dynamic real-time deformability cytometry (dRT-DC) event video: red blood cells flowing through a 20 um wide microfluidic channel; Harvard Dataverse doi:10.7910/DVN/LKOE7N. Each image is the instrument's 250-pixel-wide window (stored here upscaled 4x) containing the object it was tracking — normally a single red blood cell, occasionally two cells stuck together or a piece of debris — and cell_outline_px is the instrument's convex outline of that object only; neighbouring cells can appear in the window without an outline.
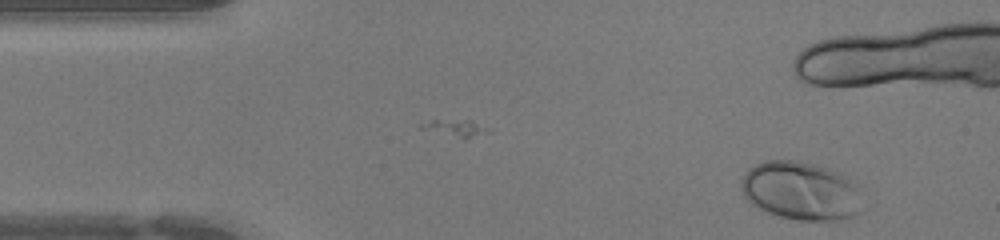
{"species": "human", "species_latin": "Homo sapiens", "temperature_condition": "warm", "stored_images_in_passage": 37, "camera_frame_rate_fps": 3000, "um_per_image_px": 0.085, "donor": {"sex": "female"}, "frame": {"image": 1, "passage_image": 1, "time_ms": 0.0, "image_size_px": [1000, 240], "cell_outline_px": [[860, 212], [852, 216], [832, 220], [800, 220], [780, 216], [768, 212], [752, 204], [744, 196], [740, 188], [740, 180], [744, 172], [748, 168], [764, 160], [796, 160], [816, 164], [828, 168], [844, 176], [856, 184]], "centroid_in_image_um": [67.99, 16.2], "position_along_channel_um": 17.0, "area_um2": 40.98}}